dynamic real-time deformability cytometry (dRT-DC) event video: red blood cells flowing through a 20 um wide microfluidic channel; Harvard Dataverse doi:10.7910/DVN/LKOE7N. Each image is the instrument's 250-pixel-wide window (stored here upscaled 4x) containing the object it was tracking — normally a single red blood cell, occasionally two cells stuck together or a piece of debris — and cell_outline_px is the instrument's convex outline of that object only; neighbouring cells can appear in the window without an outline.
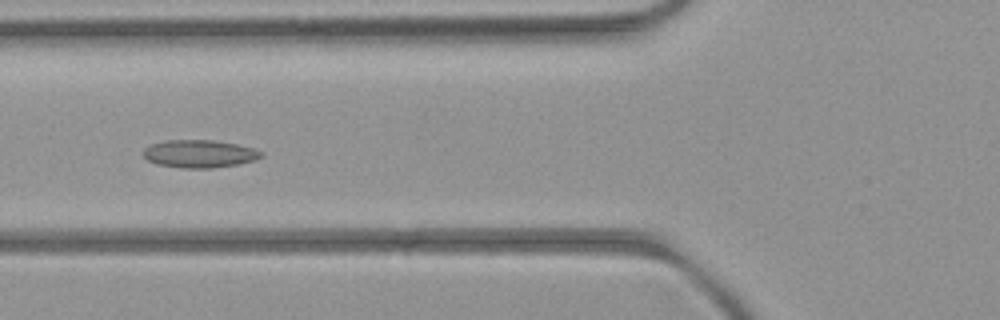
{"species": "common noctule bat (a hibernating species)", "species_latin": "Nyctalus noctula", "temperature_condition": "room temperature", "stored_images_in_passage": 7, "camera_frame_rate_fps": 3000, "um_per_image_px": 0.085, "animal": {"sex": "female", "body_mass_g": 21.9}, "frame": {"image": 1, "passage_image": 4, "time_ms": 3.333, "image_size_px": [1000, 320], "cell_outline_px": [[264, 156], [256, 160], [240, 164], [212, 168], [180, 168], [156, 164], [148, 160], [144, 156], [144, 148], [152, 144], [164, 140], [212, 140], [236, 144], [252, 148], [264, 152]], "centroid_in_image_um": [16.98, 13.08], "position_along_channel_um": 108.8, "area_um2": 19.19}}
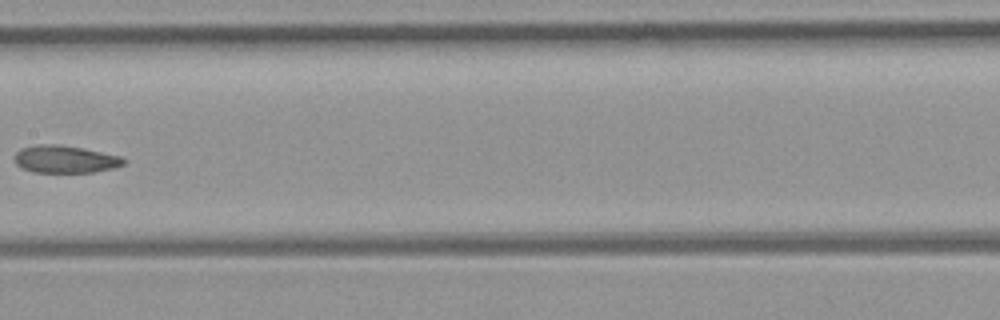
{"frame": {"image": 2, "passage_image": 6, "time_ms": 5.667, "image_size_px": [1000, 320], "cell_outline_px": [[128, 160], [124, 164], [116, 168], [92, 172], [32, 172], [16, 164], [12, 156], [20, 148], [36, 144], [56, 144], [84, 148], [124, 156]], "centroid_in_image_um": [5.57, 13.52], "position_along_channel_um": 201.8, "area_um2": 17.86}}
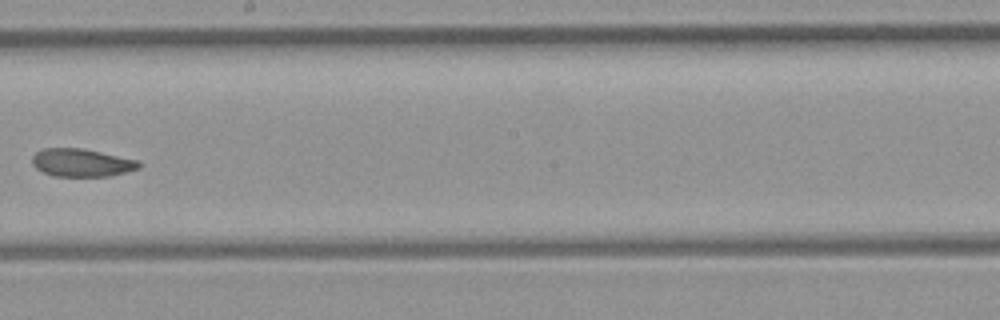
{"frame": {"image": 3, "passage_image": 7, "time_ms": 6.667, "image_size_px": [1000, 320], "cell_outline_px": [[140, 168], [112, 176], [52, 176], [36, 168], [32, 164], [32, 156], [36, 152], [44, 148], [80, 148], [140, 160]], "centroid_in_image_um": [6.95, 13.83], "position_along_channel_um": 241.3, "area_um2": 17.4}}